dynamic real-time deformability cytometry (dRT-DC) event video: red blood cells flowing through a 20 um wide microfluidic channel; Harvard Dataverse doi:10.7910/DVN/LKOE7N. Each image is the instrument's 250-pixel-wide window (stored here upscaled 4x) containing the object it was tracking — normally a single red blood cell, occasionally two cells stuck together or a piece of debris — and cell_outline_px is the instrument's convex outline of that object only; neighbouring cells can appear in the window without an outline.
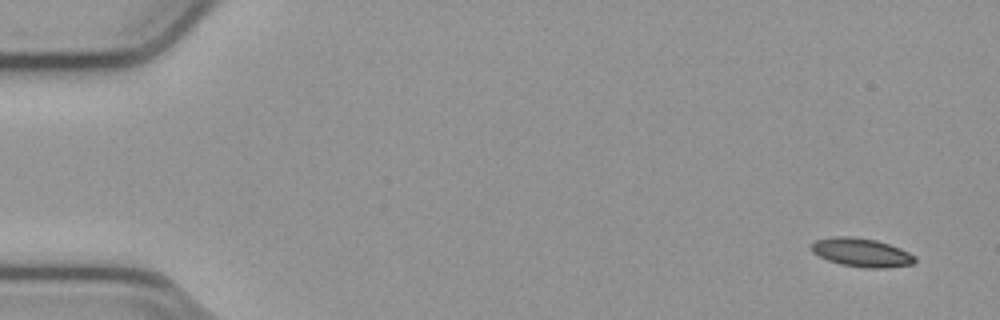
{"species": "common noctule bat (a hibernating species)", "species_latin": "Nyctalus noctula", "temperature_condition": "cold", "stored_images_in_passage": 53, "camera_frame_rate_fps": 3000, "um_per_image_px": 0.085, "animal": {"sex": "male", "body_mass_g": 23.1, "forearm_length_mm": 52.7}, "frame": {"image": 1, "passage_image": 1, "time_ms": 0.0, "image_size_px": [1000, 320], "cell_outline_px": [[916, 260], [912, 264], [884, 268], [864, 268], [840, 264], [828, 260], [812, 252], [812, 244], [816, 240], [832, 236], [852, 236], [876, 240], [900, 248], [916, 256]], "centroid_in_image_um": [73.23, 21.46], "position_along_channel_um": 11.8, "area_um2": 17.22}}
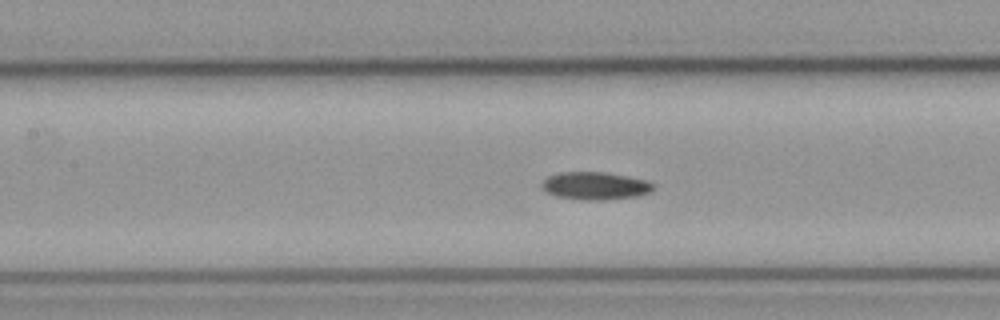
{"frame": {"image": 2, "passage_image": 23, "time_ms": 7.333, "image_size_px": [1000, 320], "cell_outline_px": [[656, 184], [652, 192], [636, 196], [600, 200], [580, 200], [556, 196], [548, 192], [540, 184], [548, 176], [560, 172], [604, 172], [628, 176], [648, 180]], "centroid_in_image_um": [50.64, 15.79], "position_along_channel_um": 156.8, "area_um2": 18.09}}
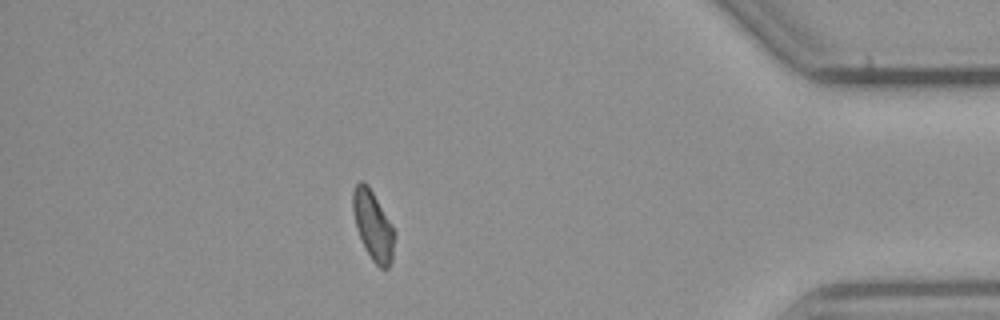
{"frame": {"image": 3, "passage_image": 46, "time_ms": 15.0, "image_size_px": [1000, 320], "cell_outline_px": [[396, 232], [392, 260], [388, 268], [380, 268], [372, 260], [364, 248], [356, 228], [352, 208], [352, 192], [356, 184], [360, 180], [364, 180], [368, 184], [392, 224]], "centroid_in_image_um": [31.71, 19.15], "position_along_channel_um": 403.5, "area_um2": 17.11}}